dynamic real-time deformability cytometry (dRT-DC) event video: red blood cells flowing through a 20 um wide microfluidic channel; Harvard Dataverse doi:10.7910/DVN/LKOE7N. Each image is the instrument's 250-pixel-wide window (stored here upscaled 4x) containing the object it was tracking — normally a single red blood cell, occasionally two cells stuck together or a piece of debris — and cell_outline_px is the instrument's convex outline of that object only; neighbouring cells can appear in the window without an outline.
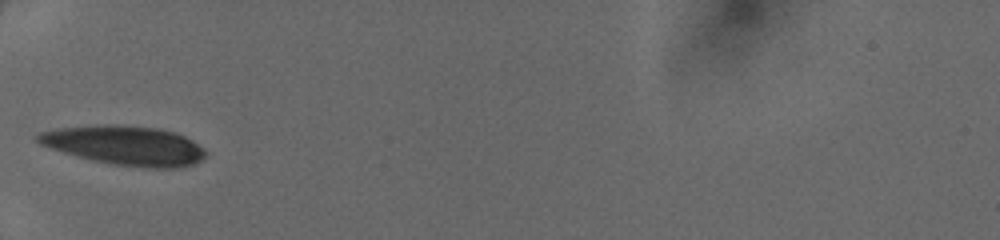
{"species": "human", "species_latin": "Homo sapiens", "temperature_condition": "cold", "stored_images_in_passage": 28, "camera_frame_rate_fps": 3000, "um_per_image_px": 0.085, "donor": {"sex": "female"}, "frame": {"image": 1, "passage_image": 1, "time_ms": 0.0, "image_size_px": [1000, 240], "cell_outline_px": [[204, 156], [200, 160], [192, 164], [180, 168], [148, 168], [116, 164], [92, 160], [76, 156], [40, 144], [32, 136], [40, 132], [60, 128], [108, 124], [156, 128], [172, 132], [184, 136], [192, 140], [204, 148]], "centroid_in_image_um": [10.59, 12.36], "position_along_channel_um": 74.4, "area_um2": 37.97}}
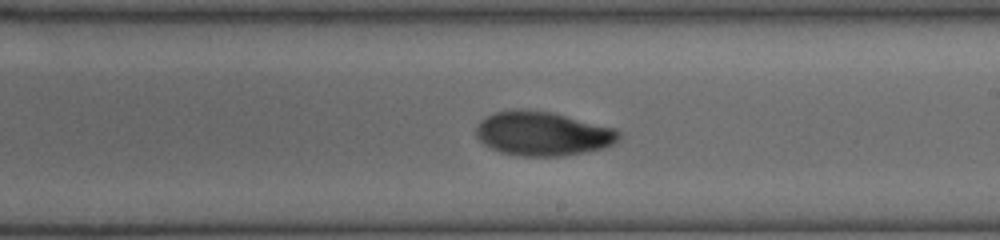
{"frame": {"image": 2, "passage_image": 13, "time_ms": 4.0, "image_size_px": [1000, 240], "cell_outline_px": [[620, 140], [616, 144], [604, 148], [584, 152], [560, 156], [520, 156], [500, 152], [484, 144], [476, 136], [476, 124], [480, 120], [496, 112], [552, 112], [616, 128], [620, 132]], "centroid_in_image_um": [46.19, 11.4], "position_along_channel_um": 242.8, "area_um2": 36.18}}
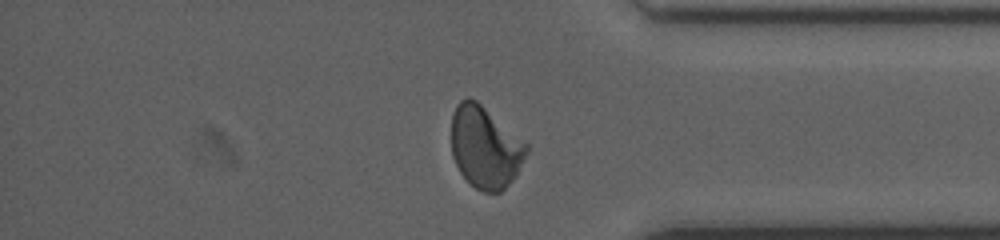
{"frame": {"image": 3, "passage_image": 24, "time_ms": 7.667, "image_size_px": [1000, 240], "cell_outline_px": [[528, 152], [516, 176], [500, 192], [484, 192], [476, 188], [460, 172], [452, 156], [452, 116], [456, 104], [460, 100], [468, 96], [476, 100], [528, 144]], "centroid_in_image_um": [41.24, 12.5], "position_along_channel_um": 394.0, "area_um2": 35.66}}